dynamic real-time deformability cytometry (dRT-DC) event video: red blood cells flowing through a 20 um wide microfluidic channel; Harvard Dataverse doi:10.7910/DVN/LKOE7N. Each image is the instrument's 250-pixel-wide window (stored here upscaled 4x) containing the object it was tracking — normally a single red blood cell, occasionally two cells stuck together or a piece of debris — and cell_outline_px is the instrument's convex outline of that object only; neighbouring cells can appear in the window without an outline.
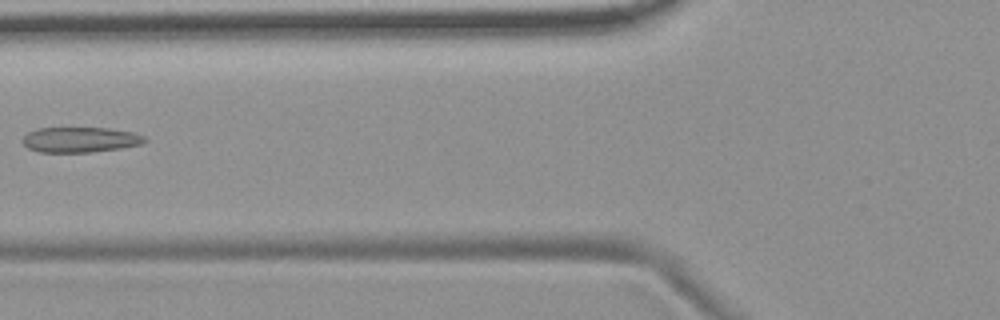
{"species": "common noctule bat (a hibernating species)", "species_latin": "Nyctalus noctula", "temperature_condition": "room temperature", "stored_images_in_passage": 6, "camera_frame_rate_fps": 3000, "um_per_image_px": 0.085, "animal": {"sex": "female", "body_mass_g": 19.9}, "frame": {"image": 1, "passage_image": 5, "time_ms": 4.667, "image_size_px": [1000, 320], "cell_outline_px": [[148, 140], [144, 144], [120, 148], [92, 152], [40, 152], [28, 148], [20, 140], [28, 132], [36, 128], [108, 128], [132, 132], [144, 136]], "centroid_in_image_um": [6.82, 11.87], "position_along_channel_um": 119.0, "area_um2": 18.09}}
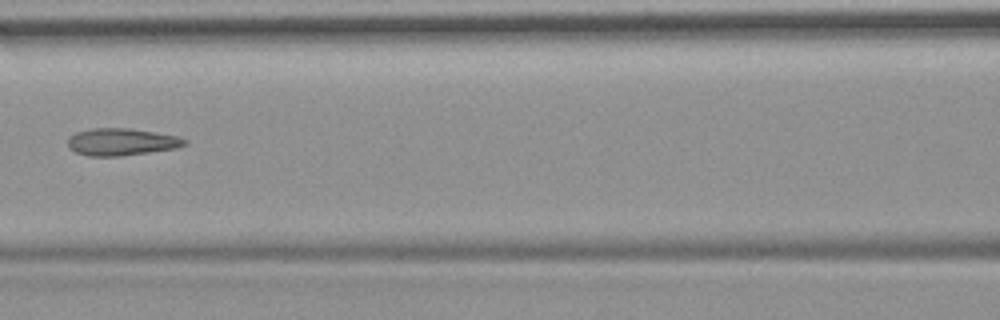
{"frame": {"image": 2, "passage_image": 6, "time_ms": 5.667, "image_size_px": [1000, 320], "cell_outline_px": [[188, 144], [176, 148], [120, 156], [88, 156], [76, 152], [68, 148], [68, 136], [76, 132], [92, 128], [132, 128], [156, 132], [176, 136], [188, 140]], "centroid_in_image_um": [10.31, 12.05], "position_along_channel_um": 156.3, "area_um2": 18.61}}